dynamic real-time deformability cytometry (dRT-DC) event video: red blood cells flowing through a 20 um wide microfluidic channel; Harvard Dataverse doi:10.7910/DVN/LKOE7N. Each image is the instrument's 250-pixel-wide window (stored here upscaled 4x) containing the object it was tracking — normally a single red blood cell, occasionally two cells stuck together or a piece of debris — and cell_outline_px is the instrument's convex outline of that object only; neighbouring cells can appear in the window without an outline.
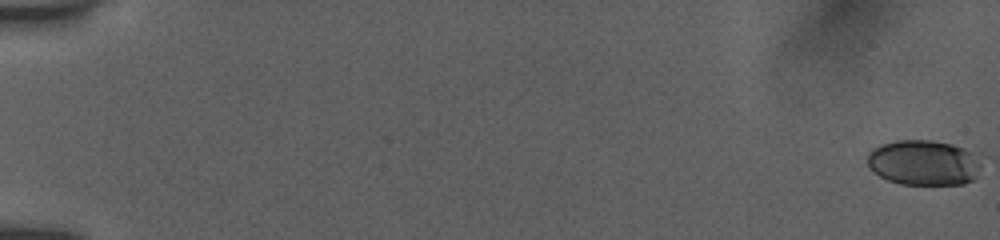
{"species": "human", "species_latin": "Homo sapiens", "temperature_condition": "room temperature", "stored_images_in_passage": 55, "camera_frame_rate_fps": 3000, "um_per_image_px": 0.085, "donor": {"sex": "female"}, "frame": {"image": 1, "passage_image": 1, "time_ms": 0.0, "image_size_px": [1000, 240], "cell_outline_px": [[980, 168], [976, 176], [972, 180], [964, 184], [900, 184], [888, 180], [880, 176], [868, 164], [868, 152], [872, 148], [880, 144], [896, 140], [932, 140], [952, 144], [964, 148], [980, 156]], "centroid_in_image_um": [78.53, 13.81], "position_along_channel_um": 6.5, "area_um2": 30.17}}
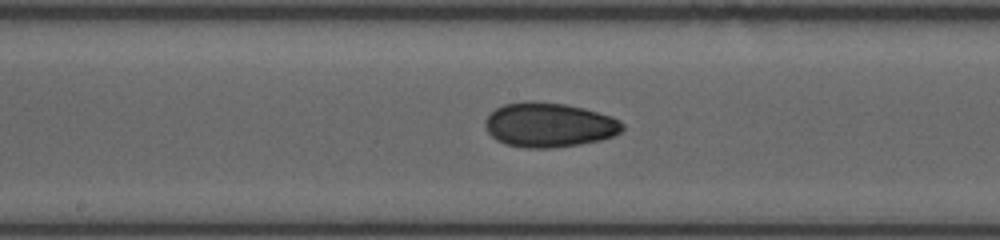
{"frame": {"image": 2, "passage_image": 31, "time_ms": 10.0, "image_size_px": [1000, 240], "cell_outline_px": [[624, 128], [620, 132], [612, 136], [600, 140], [580, 144], [552, 148], [528, 148], [504, 144], [496, 140], [488, 132], [484, 124], [484, 120], [496, 108], [504, 104], [524, 100], [532, 100], [568, 104], [584, 108], [612, 116], [620, 120], [624, 124]], "centroid_in_image_um": [46.67, 10.6], "position_along_channel_um": 201.5, "area_um2": 35.95}}
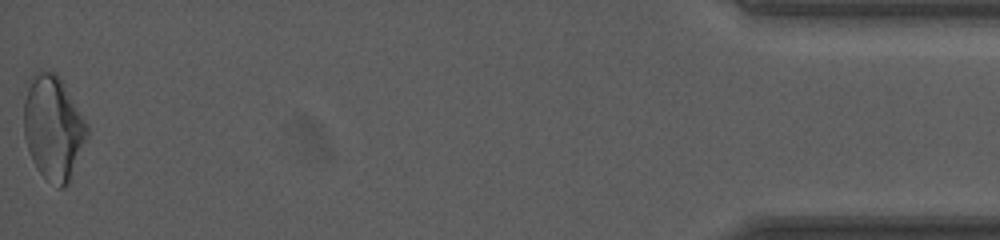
{"frame": {"image": 3, "passage_image": 55, "time_ms": 18.0, "image_size_px": [1000, 240], "cell_outline_px": [[88, 136], [68, 180], [64, 188], [60, 188], [44, 176], [36, 168], [32, 160], [24, 136], [20, 92], [24, 84], [32, 72], [40, 68], [56, 72], [60, 76], [88, 124]], "centroid_in_image_um": [4.44, 10.68], "position_along_channel_um": 430.8, "area_um2": 39.59}, "authors_computed_cell_mechanics": {"area_um2": 34.102, "velocity_mm_per_s": 3.9368, "shape_relaxation_time_tau1_ms": 9.3385, "shape_relaxation_time_tau2_ms": 4.1129, "deformation_change_tau1": 0.1874, "deformation_change_tau2": 0.078}}